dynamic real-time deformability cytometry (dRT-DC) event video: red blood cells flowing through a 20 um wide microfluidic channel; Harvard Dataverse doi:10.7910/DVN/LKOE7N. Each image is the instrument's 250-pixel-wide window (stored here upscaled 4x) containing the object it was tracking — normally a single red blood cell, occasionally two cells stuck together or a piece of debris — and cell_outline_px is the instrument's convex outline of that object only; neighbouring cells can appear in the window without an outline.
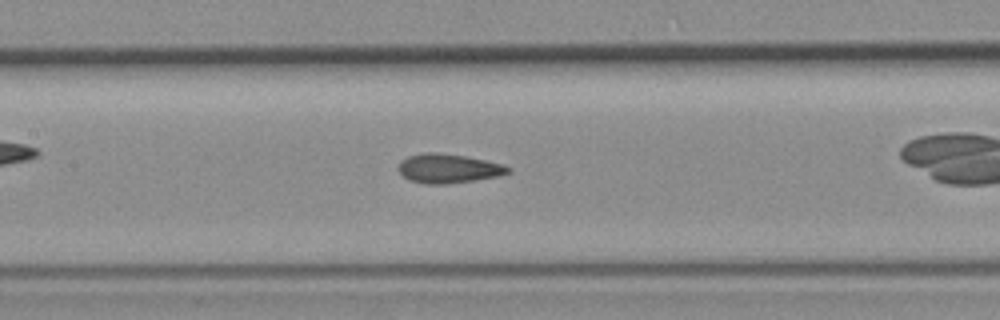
{"species": "common noctule bat (a hibernating species)", "species_latin": "Nyctalus noctula", "temperature_condition": "room temperature", "stored_images_in_passage": 17, "camera_frame_rate_fps": 3000, "um_per_image_px": 0.085, "animal": {"sex": "female", "body_mass_g": 19.3, "forearm_length_mm": 54.1}, "frame": {"image": 1, "passage_image": 12, "time_ms": 3.667, "image_size_px": [1000, 320], "cell_outline_px": [[512, 172], [496, 176], [448, 184], [424, 184], [412, 180], [404, 176], [396, 168], [400, 160], [408, 156], [424, 152], [436, 152], [464, 156], [484, 160], [500, 164], [512, 168]], "centroid_in_image_um": [38.07, 14.31], "position_along_channel_um": 169.3, "area_um2": 18.5}}
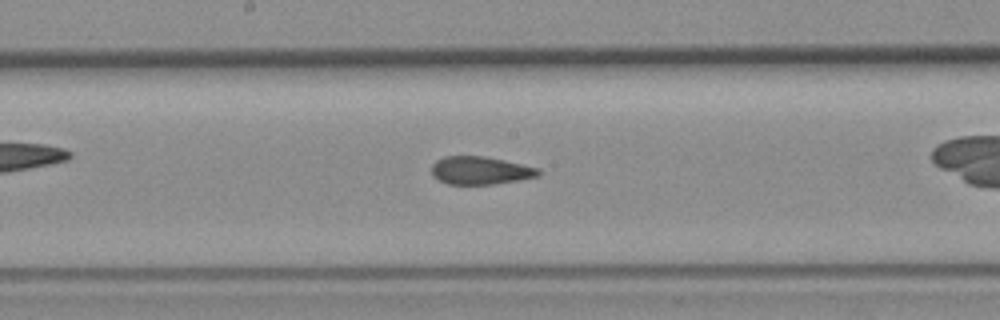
{"frame": {"image": 2, "passage_image": 15, "time_ms": 4.667, "image_size_px": [1000, 320], "cell_outline_px": [[540, 176], [520, 180], [496, 184], [448, 184], [432, 176], [432, 164], [436, 160], [444, 156], [484, 156], [504, 160], [540, 168]], "centroid_in_image_um": [40.85, 14.49], "position_along_channel_um": 207.4, "area_um2": 17.51}}